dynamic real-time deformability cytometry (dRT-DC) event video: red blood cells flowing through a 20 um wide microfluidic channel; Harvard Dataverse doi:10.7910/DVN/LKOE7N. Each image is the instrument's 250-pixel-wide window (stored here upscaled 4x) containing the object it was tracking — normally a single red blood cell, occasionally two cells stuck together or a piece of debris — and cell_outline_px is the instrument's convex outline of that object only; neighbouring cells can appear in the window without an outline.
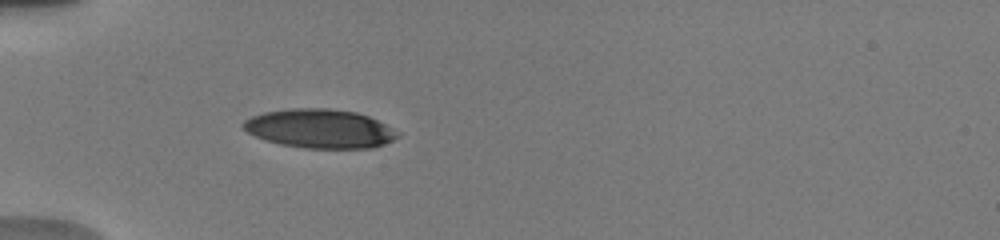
{"species": "human", "species_latin": "Homo sapiens", "temperature_condition": "warm", "stored_images_in_passage": 5, "camera_frame_rate_fps": 3000, "um_per_image_px": 0.085, "donor": {"sex": "male"}, "frame": {"image": 1, "passage_image": 1, "time_ms": 0.0, "image_size_px": [1000, 240], "cell_outline_px": [[400, 136], [384, 144], [372, 148], [304, 148], [280, 144], [256, 136], [248, 132], [240, 124], [244, 120], [252, 116], [264, 112], [296, 108], [328, 108], [356, 112], [368, 116], [400, 132]], "centroid_in_image_um": [27.2, 10.93], "position_along_channel_um": 57.8, "area_um2": 34.85}}
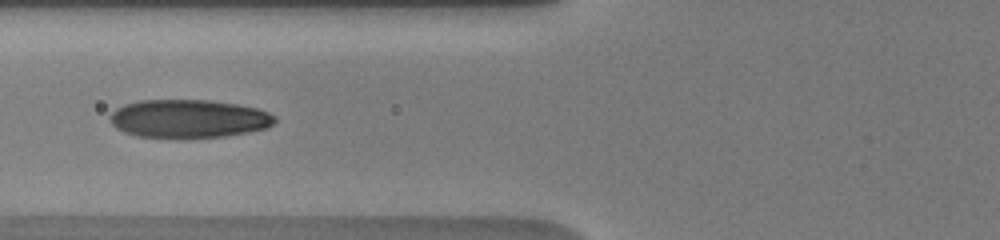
{"frame": {"image": 2, "passage_image": 4, "time_ms": 1.667, "image_size_px": [1000, 240], "cell_outline_px": [[276, 120], [268, 128], [248, 132], [224, 136], [180, 140], [172, 140], [136, 136], [124, 132], [116, 128], [108, 120], [108, 116], [116, 108], [124, 104], [140, 100], [208, 100], [236, 104], [256, 108], [268, 112], [276, 116]], "centroid_in_image_um": [15.98, 10.12], "position_along_channel_um": 109.8, "area_um2": 37.74}}